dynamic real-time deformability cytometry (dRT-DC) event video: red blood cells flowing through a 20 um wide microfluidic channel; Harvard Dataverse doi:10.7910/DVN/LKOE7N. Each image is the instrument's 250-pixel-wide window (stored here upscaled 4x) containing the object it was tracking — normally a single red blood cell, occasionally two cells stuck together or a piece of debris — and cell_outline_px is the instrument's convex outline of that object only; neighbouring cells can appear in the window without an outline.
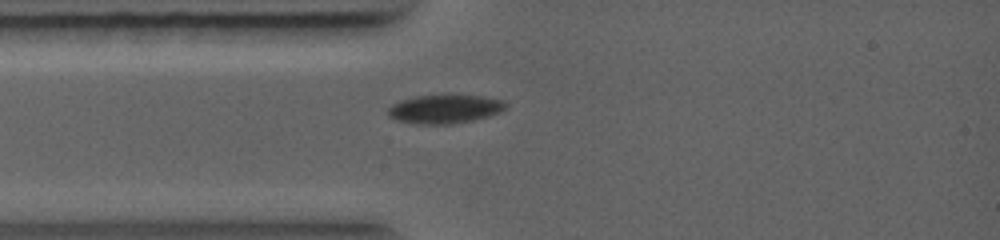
{"species": "common noctule bat (a hibernating species)", "species_latin": "Nyctalus noctula", "temperature_condition": "warm", "stored_images_in_passage": 10, "camera_frame_rate_fps": 5000, "um_per_image_px": 0.085, "animal": {"sex": "female", "body_mass_g": 19.0, "forearm_length_mm": 56.7}, "frame": {"image": 1, "passage_image": 4, "time_ms": 2.2, "image_size_px": [1000, 240], "cell_outline_px": [[508, 108], [500, 112], [488, 116], [472, 120], [452, 124], [416, 124], [396, 120], [388, 116], [388, 108], [392, 104], [400, 100], [412, 96], [480, 96], [504, 100], [508, 104]], "centroid_in_image_um": [37.8, 9.28], "position_along_channel_um": 47.2, "area_um2": 19.65}}
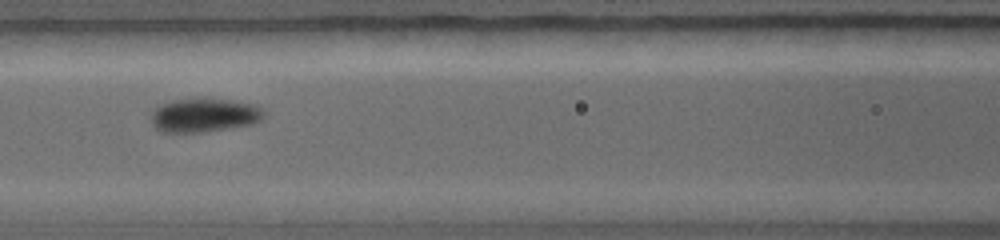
{"frame": {"image": 2, "passage_image": 7, "time_ms": 4.2, "image_size_px": [1000, 240], "cell_outline_px": [[264, 116], [260, 120], [252, 124], [228, 128], [200, 132], [164, 132], [156, 128], [152, 124], [152, 112], [160, 104], [172, 100], [192, 96], [200, 96], [232, 100], [256, 104], [264, 112]], "centroid_in_image_um": [17.35, 9.74], "position_along_channel_um": 149.2, "area_um2": 22.72}}
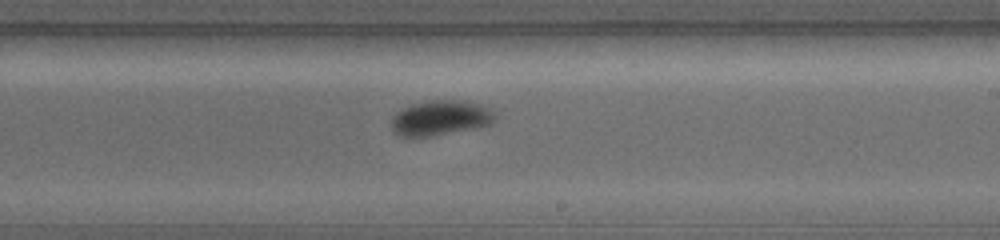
{"frame": {"image": 3, "passage_image": 10, "time_ms": 6.2, "image_size_px": [1000, 240], "cell_outline_px": [[496, 116], [492, 124], [476, 128], [428, 136], [400, 136], [392, 132], [392, 116], [396, 112], [412, 104], [432, 100], [460, 100], [480, 104], [488, 108]], "centroid_in_image_um": [37.43, 10.02], "position_along_channel_um": 251.6, "area_um2": 20.98}}